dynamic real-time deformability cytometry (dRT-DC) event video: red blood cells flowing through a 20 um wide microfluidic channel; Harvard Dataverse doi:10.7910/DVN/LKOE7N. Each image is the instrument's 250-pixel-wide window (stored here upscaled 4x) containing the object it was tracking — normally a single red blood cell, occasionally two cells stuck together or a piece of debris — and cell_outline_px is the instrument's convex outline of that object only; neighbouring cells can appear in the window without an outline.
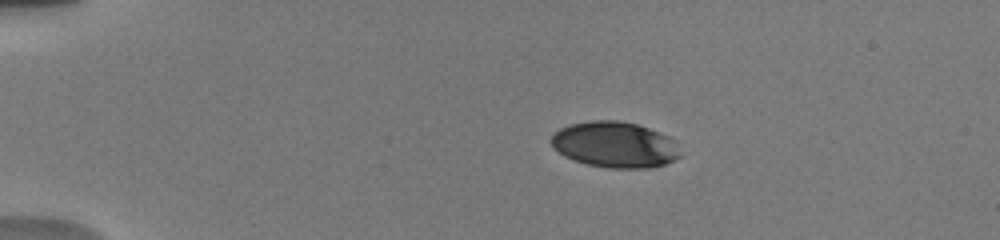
{"species": "human", "species_latin": "Homo sapiens", "temperature_condition": "warm", "stored_images_in_passage": 10, "camera_frame_rate_fps": 3000, "um_per_image_px": 0.085, "donor": {"sex": "male"}, "frame": {"image": 1, "passage_image": 1, "time_ms": 0.0, "image_size_px": [1000, 240], "cell_outline_px": [[680, 156], [664, 164], [652, 168], [608, 168], [588, 164], [564, 156], [552, 148], [548, 140], [552, 132], [568, 124], [592, 120], [620, 120], [636, 124], [648, 128], [668, 136], [676, 140]], "centroid_in_image_um": [52.2, 12.28], "position_along_channel_um": 32.8, "area_um2": 34.85}}
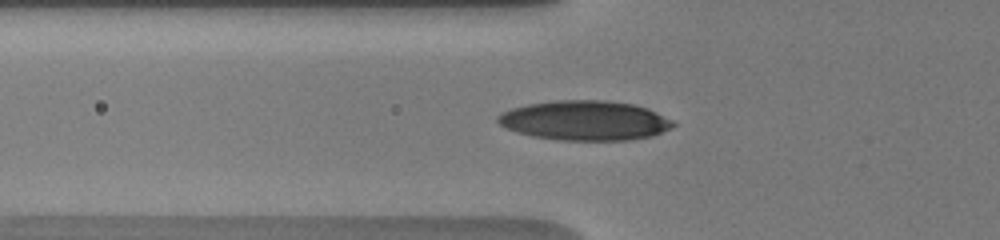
{"frame": {"image": 2, "passage_image": 9, "time_ms": 3.0, "image_size_px": [1000, 240], "cell_outline_px": [[676, 124], [672, 128], [652, 136], [628, 140], [560, 140], [532, 136], [508, 128], [500, 124], [496, 120], [496, 116], [512, 108], [528, 104], [556, 100], [604, 100], [632, 104], [648, 108], [672, 120]], "centroid_in_image_um": [49.74, 10.24], "position_along_channel_um": 76.1, "area_um2": 40.34}}